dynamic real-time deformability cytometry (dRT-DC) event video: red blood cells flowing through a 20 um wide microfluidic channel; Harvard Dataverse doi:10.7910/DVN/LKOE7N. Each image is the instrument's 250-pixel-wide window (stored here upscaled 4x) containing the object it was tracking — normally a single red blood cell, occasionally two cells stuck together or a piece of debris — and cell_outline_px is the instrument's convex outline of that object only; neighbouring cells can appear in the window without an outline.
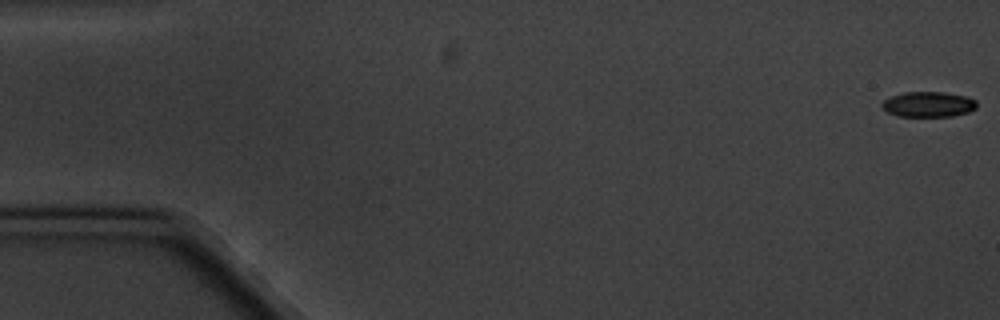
{"species": "common noctule bat (a hibernating species)", "species_latin": "Nyctalus noctula", "temperature_condition": "cold", "stored_images_in_passage": 5, "camera_frame_rate_fps": 3000, "um_per_image_px": 0.085, "animal": {"sex": "male", "body_mass_g": 20.1, "forearm_length_mm": 53.5}, "frame": {"image": 1, "passage_image": 1, "time_ms": 0.0, "image_size_px": [1000, 320], "cell_outline_px": [[976, 108], [968, 112], [952, 116], [900, 116], [888, 112], [880, 104], [884, 100], [892, 96], [904, 92], [944, 92], [968, 96], [976, 100]], "centroid_in_image_um": [78.94, 8.86], "position_along_channel_um": 6.1, "area_um2": 13.93}}